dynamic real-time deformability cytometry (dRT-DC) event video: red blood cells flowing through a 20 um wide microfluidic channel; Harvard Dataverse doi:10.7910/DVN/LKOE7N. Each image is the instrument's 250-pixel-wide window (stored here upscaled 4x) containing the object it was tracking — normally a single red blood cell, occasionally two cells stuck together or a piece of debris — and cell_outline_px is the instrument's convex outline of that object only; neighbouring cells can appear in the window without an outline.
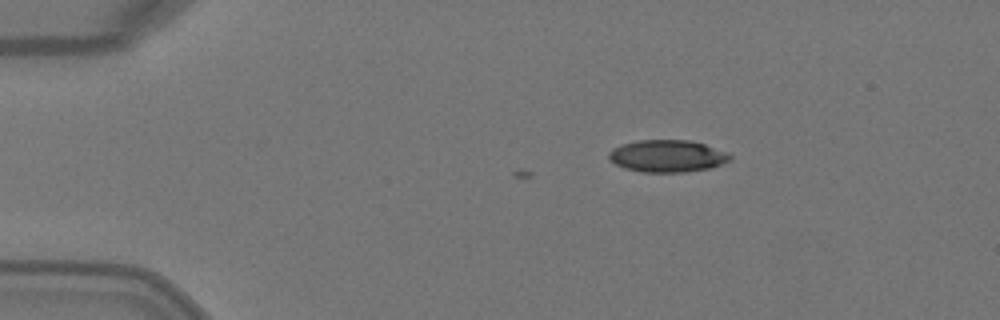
{"species": "Egyptian fruit bat (a non-hibernating species)", "species_latin": "Rousettus aegyptiacus", "temperature_condition": "warm", "stored_images_in_passage": 5, "camera_frame_rate_fps": 3000, "um_per_image_px": 0.085, "animal": {"sex": "female"}, "frame": {"image": 1, "passage_image": 1, "time_ms": 0.0, "image_size_px": [1000, 320], "cell_outline_px": [[732, 160], [708, 168], [684, 172], [640, 172], [624, 168], [608, 160], [608, 152], [612, 148], [636, 140], [688, 140], [704, 144], [728, 152], [732, 156]], "centroid_in_image_um": [56.7, 13.26], "position_along_channel_um": 28.3, "area_um2": 22.77}}
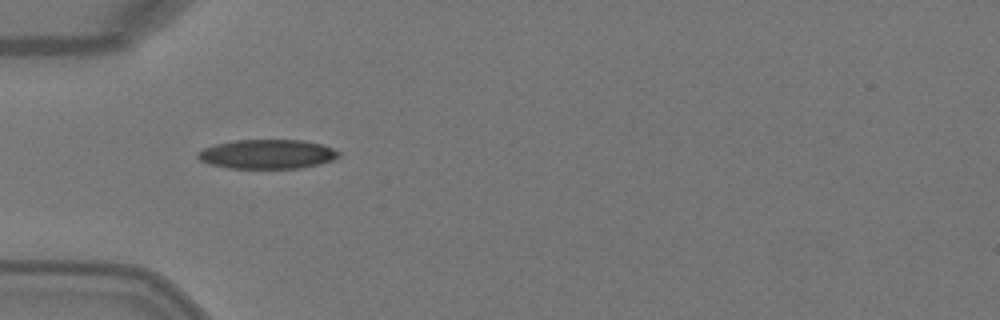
{"frame": {"image": 2, "passage_image": 3, "time_ms": 0.667, "image_size_px": [1000, 320], "cell_outline_px": [[340, 156], [332, 160], [320, 164], [300, 168], [228, 168], [208, 164], [200, 160], [196, 156], [196, 152], [204, 148], [216, 144], [236, 140], [304, 140], [324, 144], [340, 152]], "centroid_in_image_um": [22.72, 13.1], "position_along_channel_um": 62.3, "area_um2": 24.22}}
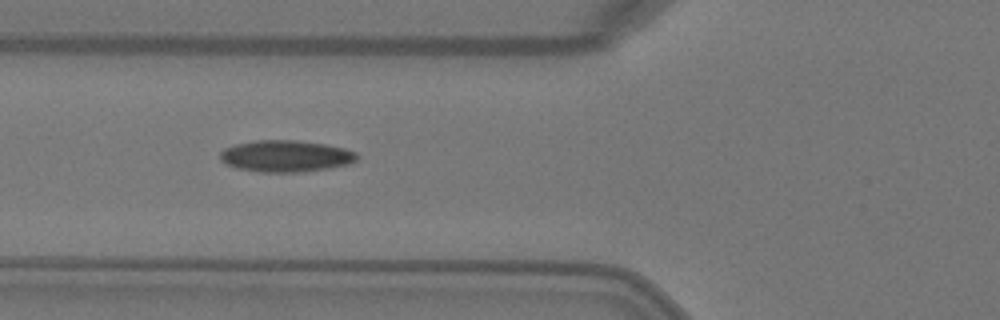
{"frame": {"image": 3, "passage_image": 4, "time_ms": 1.0, "image_size_px": [1000, 320], "cell_outline_px": [[360, 156], [356, 160], [348, 164], [328, 168], [296, 172], [260, 172], [236, 168], [224, 164], [220, 160], [220, 152], [224, 148], [236, 144], [256, 140], [296, 140], [324, 144], [344, 148], [356, 152]], "centroid_in_image_um": [24.26, 13.26], "position_along_channel_um": 101.5, "area_um2": 25.26}}